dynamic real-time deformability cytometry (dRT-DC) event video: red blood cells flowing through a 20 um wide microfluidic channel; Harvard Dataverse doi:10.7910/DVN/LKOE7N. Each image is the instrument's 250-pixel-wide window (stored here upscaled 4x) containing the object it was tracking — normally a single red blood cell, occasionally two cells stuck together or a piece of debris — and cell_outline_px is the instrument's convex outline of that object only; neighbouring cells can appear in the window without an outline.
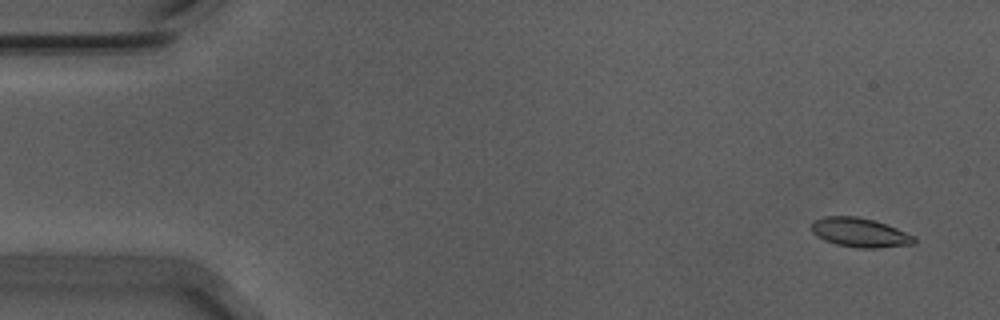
{"species": "Egyptian fruit bat (a non-hibernating species)", "species_latin": "Rousettus aegyptiacus", "temperature_condition": "warm", "stored_images_in_passage": 57, "camera_frame_rate_fps": 3000, "um_per_image_px": 0.085, "animal": {"sex": "male"}, "frame": {"image": 1, "passage_image": 4, "time_ms": 1.0, "image_size_px": [1000, 320], "cell_outline_px": [[916, 244], [880, 248], [860, 248], [836, 244], [824, 240], [816, 236], [812, 232], [812, 224], [816, 220], [824, 216], [856, 216], [876, 220], [916, 236]], "centroid_in_image_um": [73.13, 19.77], "position_along_channel_um": 11.9, "area_um2": 17.63}}
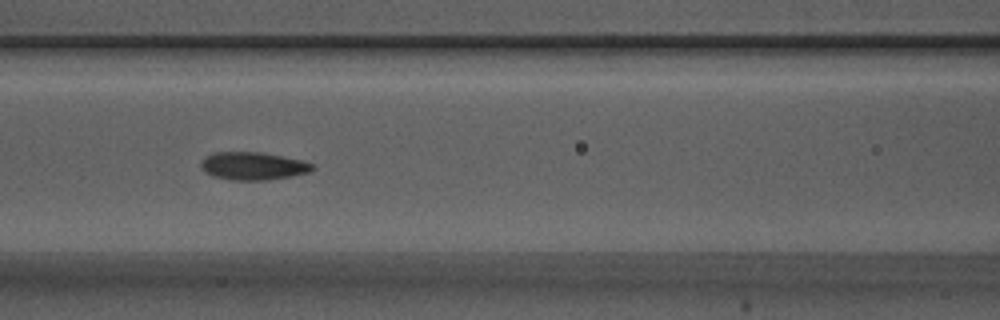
{"frame": {"image": 2, "passage_image": 25, "time_ms": 8.0, "image_size_px": [1000, 320], "cell_outline_px": [[316, 168], [308, 172], [292, 176], [268, 180], [232, 180], [212, 176], [200, 168], [200, 164], [204, 156], [212, 152], [264, 152], [304, 160], [316, 164]], "centroid_in_image_um": [21.53, 14.1], "position_along_channel_um": 145.1, "area_um2": 18.5}}
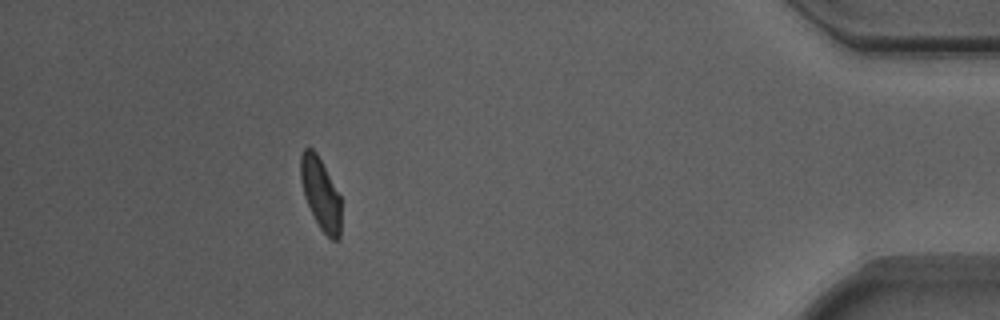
{"frame": {"image": 3, "passage_image": 51, "time_ms": 16.667, "image_size_px": [1000, 320], "cell_outline_px": [[340, 236], [336, 240], [332, 240], [320, 228], [304, 196], [300, 180], [300, 156], [304, 148], [312, 148], [316, 152], [340, 196]], "centroid_in_image_um": [27.23, 16.44], "position_along_channel_um": 408.0, "area_um2": 16.59}, "authors_computed_cell_mechanics": {"area_um2": 17.6868, "velocity_mm_per_s": 3.6913, "shape_relaxation_time_tau1_ms": 3.4984, "shape_relaxation_time_tau2_ms": 1.5171, "deformation_change_tau1": 0.139, "deformation_change_tau2": 0.0659}}